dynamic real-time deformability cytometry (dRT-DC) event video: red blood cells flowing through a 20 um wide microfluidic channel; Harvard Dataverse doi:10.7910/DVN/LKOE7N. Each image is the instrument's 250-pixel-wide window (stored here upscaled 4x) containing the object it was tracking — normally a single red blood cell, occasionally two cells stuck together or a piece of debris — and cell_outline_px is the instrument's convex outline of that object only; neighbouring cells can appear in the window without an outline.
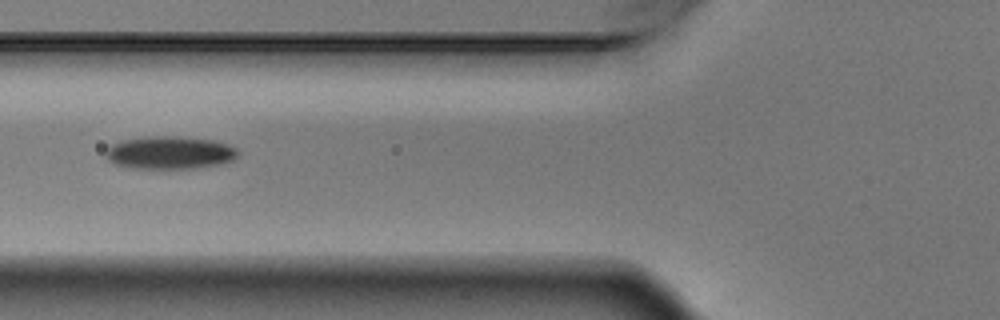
{"species": "Egyptian fruit bat (a non-hibernating species)", "species_latin": "Rousettus aegyptiacus", "temperature_condition": "warm", "stored_images_in_passage": 3, "camera_frame_rate_fps": 3000, "um_per_image_px": 0.085, "animal": {"sex": "male"}, "frame": {"image": 1, "passage_image": 2, "time_ms": 0.333, "image_size_px": [1000, 320], "cell_outline_px": [[240, 156], [236, 160], [224, 164], [196, 168], [132, 168], [116, 164], [108, 160], [104, 152], [112, 144], [124, 140], [144, 136], [176, 136], [216, 140], [228, 144], [236, 148], [240, 152]], "centroid_in_image_um": [14.51, 12.97], "position_along_channel_um": 111.3, "area_um2": 25.72}}
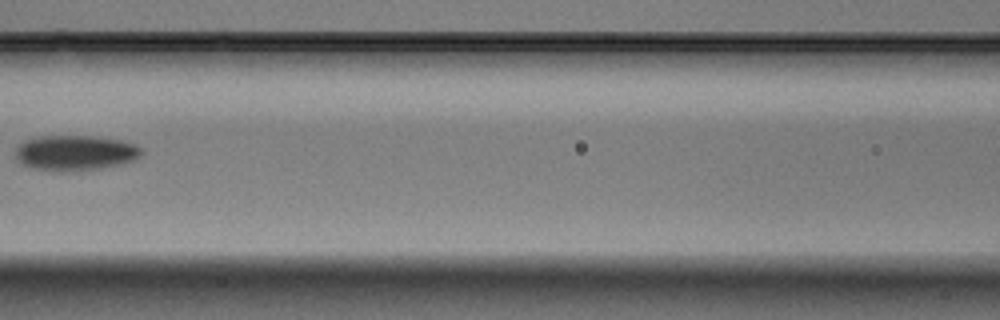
{"frame": {"image": 2, "passage_image": 3, "time_ms": 0.667, "image_size_px": [1000, 320], "cell_outline_px": [[144, 152], [140, 156], [132, 160], [100, 168], [64, 172], [32, 168], [20, 164], [16, 156], [16, 148], [24, 140], [40, 136], [92, 136], [120, 140], [136, 144]], "centroid_in_image_um": [6.36, 12.99], "position_along_channel_um": 160.2, "area_um2": 25.78}}